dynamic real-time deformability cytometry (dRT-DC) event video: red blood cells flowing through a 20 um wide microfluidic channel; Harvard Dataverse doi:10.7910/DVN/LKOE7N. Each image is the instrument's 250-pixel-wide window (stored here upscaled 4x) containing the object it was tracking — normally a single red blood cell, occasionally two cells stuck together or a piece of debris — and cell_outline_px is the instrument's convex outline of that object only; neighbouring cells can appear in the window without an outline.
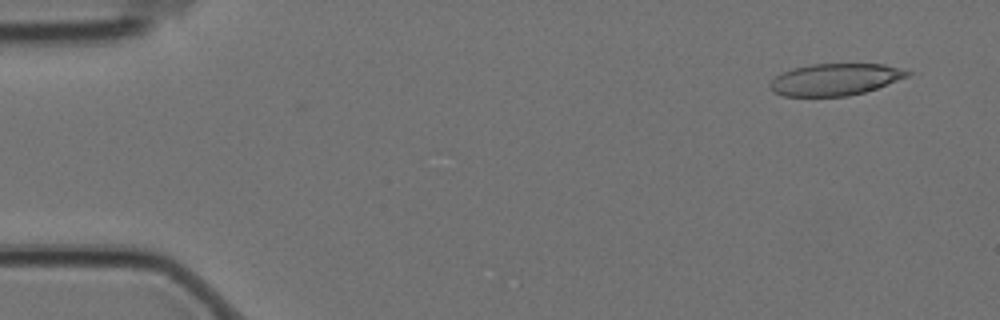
{"species": "Egyptian fruit bat (a non-hibernating species)", "species_latin": "Rousettus aegyptiacus", "temperature_condition": "cold", "stored_images_in_passage": 3, "camera_frame_rate_fps": 3000, "um_per_image_px": 0.085, "animal": {"sex": "female"}, "frame": {"image": 1, "passage_image": 1, "time_ms": 0.0, "image_size_px": [1000, 320], "cell_outline_px": [[912, 72], [908, 76], [876, 88], [864, 92], [848, 96], [784, 96], [776, 92], [768, 84], [776, 76], [792, 68], [812, 64], [884, 64]], "centroid_in_image_um": [70.98, 6.75], "position_along_channel_um": 14.0, "area_um2": 25.14}}